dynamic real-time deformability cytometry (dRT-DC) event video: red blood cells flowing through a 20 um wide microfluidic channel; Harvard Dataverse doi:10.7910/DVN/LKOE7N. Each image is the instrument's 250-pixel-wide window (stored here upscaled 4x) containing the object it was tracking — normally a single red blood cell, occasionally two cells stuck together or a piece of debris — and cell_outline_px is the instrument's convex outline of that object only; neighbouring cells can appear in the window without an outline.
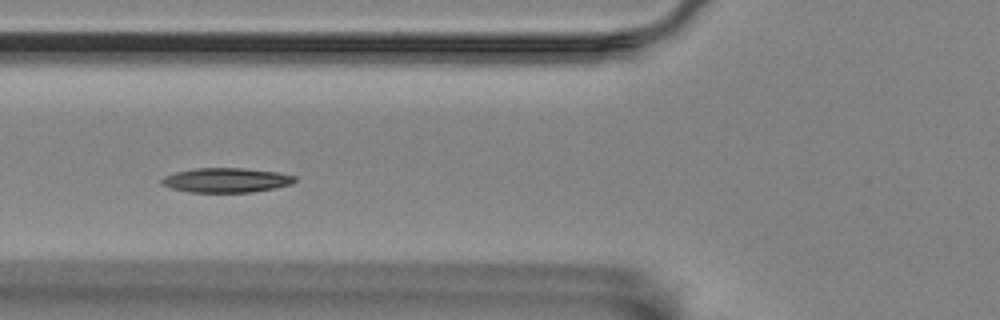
{"species": "Egyptian fruit bat (a non-hibernating species)", "species_latin": "Rousettus aegyptiacus", "temperature_condition": "room temperature", "stored_images_in_passage": 9, "camera_frame_rate_fps": 3000, "um_per_image_px": 0.085, "animal": {"sex": "female"}, "frame": {"image": 1, "passage_image": 6, "time_ms": 6.667, "image_size_px": [1000, 320], "cell_outline_px": [[296, 180], [292, 184], [276, 188], [252, 192], [188, 192], [172, 188], [160, 184], [160, 180], [164, 176], [176, 172], [196, 168], [240, 168], [276, 172], [296, 176]], "centroid_in_image_um": [19.22, 15.32], "position_along_channel_um": 106.6, "area_um2": 19.02}}
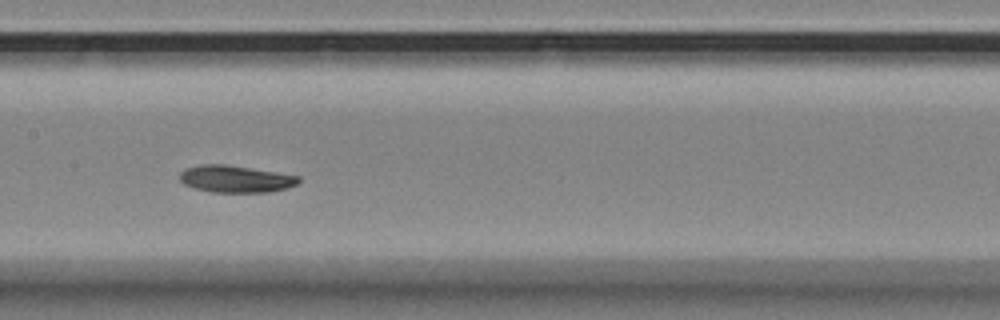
{"frame": {"image": 2, "passage_image": 8, "time_ms": 9.0, "image_size_px": [1000, 320], "cell_outline_px": [[300, 180], [296, 184], [288, 188], [268, 192], [212, 192], [196, 188], [184, 184], [180, 180], [180, 172], [184, 168], [200, 164], [224, 164], [276, 172], [300, 176]], "centroid_in_image_um": [20.01, 15.2], "position_along_channel_um": 187.4, "area_um2": 18.67}}
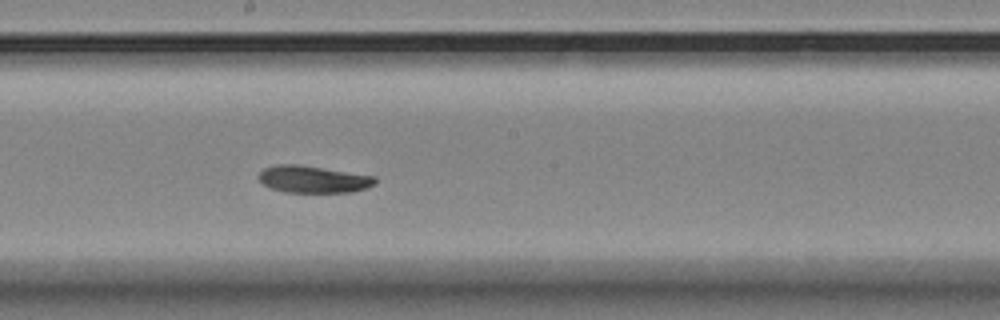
{"frame": {"image": 3, "passage_image": 9, "time_ms": 10.0, "image_size_px": [1000, 320], "cell_outline_px": [[376, 184], [352, 192], [284, 192], [268, 188], [256, 176], [264, 168], [276, 164], [296, 164], [376, 176]], "centroid_in_image_um": [26.59, 15.24], "position_along_channel_um": 221.6, "area_um2": 18.38}}